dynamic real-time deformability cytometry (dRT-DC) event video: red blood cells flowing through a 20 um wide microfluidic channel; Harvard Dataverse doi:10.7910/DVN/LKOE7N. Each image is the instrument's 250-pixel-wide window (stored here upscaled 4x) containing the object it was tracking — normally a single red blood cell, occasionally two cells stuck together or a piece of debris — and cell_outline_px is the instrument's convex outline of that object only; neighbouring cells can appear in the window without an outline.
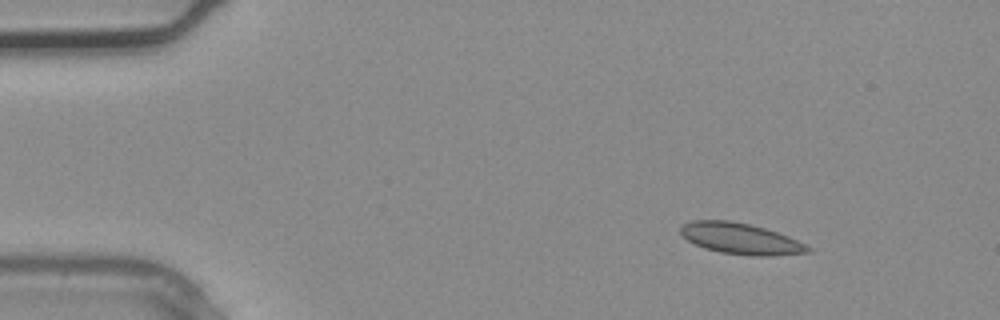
{"species": "common noctule bat (a hibernating species)", "species_latin": "Nyctalus noctula", "temperature_condition": "warm", "stored_images_in_passage": 4, "camera_frame_rate_fps": 3000, "um_per_image_px": 0.085, "animal": {"sex": "male", "body_mass_g": 20.4}, "frame": {"image": 1, "passage_image": 1, "time_ms": 0.0, "image_size_px": [1000, 320], "cell_outline_px": [[812, 252], [776, 256], [752, 256], [720, 252], [704, 248], [688, 240], [680, 232], [680, 228], [684, 224], [692, 220], [728, 220], [748, 224], [764, 228], [788, 236], [812, 248]], "centroid_in_image_um": [62.97, 20.3], "position_along_channel_um": 22.0, "area_um2": 22.95}}